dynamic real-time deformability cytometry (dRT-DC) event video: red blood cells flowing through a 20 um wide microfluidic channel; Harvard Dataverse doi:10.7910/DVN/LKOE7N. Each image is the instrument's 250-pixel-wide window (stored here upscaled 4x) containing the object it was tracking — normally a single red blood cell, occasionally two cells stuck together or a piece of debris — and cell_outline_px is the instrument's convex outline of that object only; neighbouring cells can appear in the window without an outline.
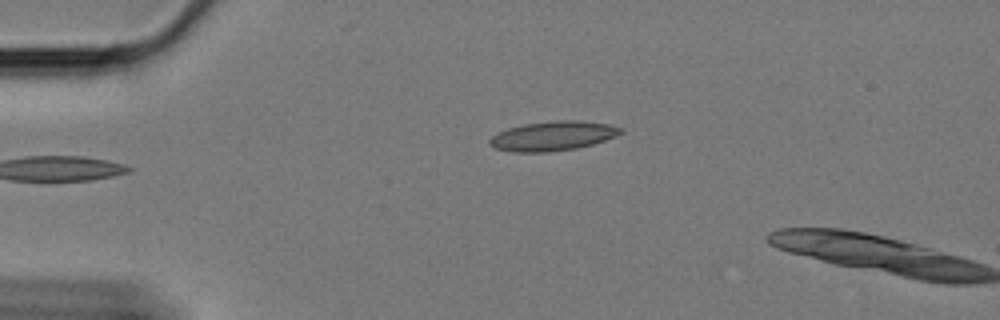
{"species": "Egyptian fruit bat (a non-hibernating species)", "species_latin": "Rousettus aegyptiacus", "temperature_condition": "cold", "stored_images_in_passage": 2, "camera_frame_rate_fps": 3000, "um_per_image_px": 0.085, "animal": {"sex": "female"}, "frame": {"image": 1, "passage_image": 1, "time_ms": 0.0, "image_size_px": [1000, 320], "cell_outline_px": [[624, 132], [616, 136], [592, 144], [576, 148], [548, 152], [512, 152], [496, 148], [488, 144], [488, 140], [492, 136], [508, 128], [524, 124], [556, 120], [580, 120], [608, 124], [624, 128]], "centroid_in_image_um": [47.01, 11.55], "position_along_channel_um": 38.0, "area_um2": 22.48}}